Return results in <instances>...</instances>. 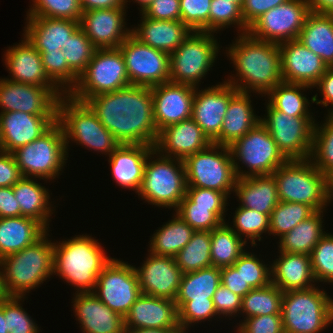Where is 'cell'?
<instances>
[{"instance_id": "cell-1", "label": "cell", "mask_w": 333, "mask_h": 333, "mask_svg": "<svg viewBox=\"0 0 333 333\" xmlns=\"http://www.w3.org/2000/svg\"><path fill=\"white\" fill-rule=\"evenodd\" d=\"M84 103L121 144L155 146L159 132L153 118L151 87L129 85Z\"/></svg>"}, {"instance_id": "cell-2", "label": "cell", "mask_w": 333, "mask_h": 333, "mask_svg": "<svg viewBox=\"0 0 333 333\" xmlns=\"http://www.w3.org/2000/svg\"><path fill=\"white\" fill-rule=\"evenodd\" d=\"M233 42L226 53L237 72L226 82L240 92L253 91L261 96L283 82L279 44L256 39L248 32L239 34Z\"/></svg>"}, {"instance_id": "cell-3", "label": "cell", "mask_w": 333, "mask_h": 333, "mask_svg": "<svg viewBox=\"0 0 333 333\" xmlns=\"http://www.w3.org/2000/svg\"><path fill=\"white\" fill-rule=\"evenodd\" d=\"M97 241L83 234L54 242L53 274L73 286L77 293L93 292L99 274L112 260Z\"/></svg>"}, {"instance_id": "cell-4", "label": "cell", "mask_w": 333, "mask_h": 333, "mask_svg": "<svg viewBox=\"0 0 333 333\" xmlns=\"http://www.w3.org/2000/svg\"><path fill=\"white\" fill-rule=\"evenodd\" d=\"M48 232L23 250L0 259L1 277L8 296L26 297V293L53 275L54 242L48 240Z\"/></svg>"}, {"instance_id": "cell-5", "label": "cell", "mask_w": 333, "mask_h": 333, "mask_svg": "<svg viewBox=\"0 0 333 333\" xmlns=\"http://www.w3.org/2000/svg\"><path fill=\"white\" fill-rule=\"evenodd\" d=\"M275 178L279 201L297 202L315 211L326 210L327 176L309 159H291L277 168Z\"/></svg>"}, {"instance_id": "cell-6", "label": "cell", "mask_w": 333, "mask_h": 333, "mask_svg": "<svg viewBox=\"0 0 333 333\" xmlns=\"http://www.w3.org/2000/svg\"><path fill=\"white\" fill-rule=\"evenodd\" d=\"M57 122L64 133L67 153L70 139L76 145L108 156L121 145L84 102L74 100L69 95L59 98Z\"/></svg>"}, {"instance_id": "cell-7", "label": "cell", "mask_w": 333, "mask_h": 333, "mask_svg": "<svg viewBox=\"0 0 333 333\" xmlns=\"http://www.w3.org/2000/svg\"><path fill=\"white\" fill-rule=\"evenodd\" d=\"M281 315L285 333H320L333 323V299L318 286L286 291Z\"/></svg>"}, {"instance_id": "cell-8", "label": "cell", "mask_w": 333, "mask_h": 333, "mask_svg": "<svg viewBox=\"0 0 333 333\" xmlns=\"http://www.w3.org/2000/svg\"><path fill=\"white\" fill-rule=\"evenodd\" d=\"M186 189L183 160L159 155L153 150L145 164L138 196L148 204L176 210L186 196Z\"/></svg>"}, {"instance_id": "cell-9", "label": "cell", "mask_w": 333, "mask_h": 333, "mask_svg": "<svg viewBox=\"0 0 333 333\" xmlns=\"http://www.w3.org/2000/svg\"><path fill=\"white\" fill-rule=\"evenodd\" d=\"M23 177L54 180L68 159L61 125L56 121L45 133L12 152Z\"/></svg>"}, {"instance_id": "cell-10", "label": "cell", "mask_w": 333, "mask_h": 333, "mask_svg": "<svg viewBox=\"0 0 333 333\" xmlns=\"http://www.w3.org/2000/svg\"><path fill=\"white\" fill-rule=\"evenodd\" d=\"M183 163L187 187L216 190L228 197L234 192L238 177L228 146L211 143L204 150L186 157Z\"/></svg>"}, {"instance_id": "cell-11", "label": "cell", "mask_w": 333, "mask_h": 333, "mask_svg": "<svg viewBox=\"0 0 333 333\" xmlns=\"http://www.w3.org/2000/svg\"><path fill=\"white\" fill-rule=\"evenodd\" d=\"M214 33L192 31L170 54L169 81L198 86L218 57L219 44Z\"/></svg>"}, {"instance_id": "cell-12", "label": "cell", "mask_w": 333, "mask_h": 333, "mask_svg": "<svg viewBox=\"0 0 333 333\" xmlns=\"http://www.w3.org/2000/svg\"><path fill=\"white\" fill-rule=\"evenodd\" d=\"M229 148L238 178L272 175L288 160L261 122L234 141ZM239 162L249 171L241 170Z\"/></svg>"}, {"instance_id": "cell-13", "label": "cell", "mask_w": 333, "mask_h": 333, "mask_svg": "<svg viewBox=\"0 0 333 333\" xmlns=\"http://www.w3.org/2000/svg\"><path fill=\"white\" fill-rule=\"evenodd\" d=\"M130 85L124 58L119 48L96 49L76 86L68 94L84 102L98 94L113 92Z\"/></svg>"}, {"instance_id": "cell-14", "label": "cell", "mask_w": 333, "mask_h": 333, "mask_svg": "<svg viewBox=\"0 0 333 333\" xmlns=\"http://www.w3.org/2000/svg\"><path fill=\"white\" fill-rule=\"evenodd\" d=\"M267 116L260 119L277 144L278 149L288 159L311 158L315 119L313 117H293L274 109L268 102L265 105Z\"/></svg>"}, {"instance_id": "cell-15", "label": "cell", "mask_w": 333, "mask_h": 333, "mask_svg": "<svg viewBox=\"0 0 333 333\" xmlns=\"http://www.w3.org/2000/svg\"><path fill=\"white\" fill-rule=\"evenodd\" d=\"M92 293L112 311L125 317L142 294L135 266L112 258L99 274Z\"/></svg>"}, {"instance_id": "cell-16", "label": "cell", "mask_w": 333, "mask_h": 333, "mask_svg": "<svg viewBox=\"0 0 333 333\" xmlns=\"http://www.w3.org/2000/svg\"><path fill=\"white\" fill-rule=\"evenodd\" d=\"M311 13L305 0H287L262 14L249 28L256 39L280 44L296 40Z\"/></svg>"}, {"instance_id": "cell-17", "label": "cell", "mask_w": 333, "mask_h": 333, "mask_svg": "<svg viewBox=\"0 0 333 333\" xmlns=\"http://www.w3.org/2000/svg\"><path fill=\"white\" fill-rule=\"evenodd\" d=\"M118 48L124 58L130 85L152 87L169 82L168 53L141 43L132 34Z\"/></svg>"}, {"instance_id": "cell-18", "label": "cell", "mask_w": 333, "mask_h": 333, "mask_svg": "<svg viewBox=\"0 0 333 333\" xmlns=\"http://www.w3.org/2000/svg\"><path fill=\"white\" fill-rule=\"evenodd\" d=\"M65 94L59 88L0 79V113L21 111L33 115H57L59 98Z\"/></svg>"}, {"instance_id": "cell-19", "label": "cell", "mask_w": 333, "mask_h": 333, "mask_svg": "<svg viewBox=\"0 0 333 333\" xmlns=\"http://www.w3.org/2000/svg\"><path fill=\"white\" fill-rule=\"evenodd\" d=\"M153 118L158 130L192 118L195 86L166 82L151 87Z\"/></svg>"}, {"instance_id": "cell-20", "label": "cell", "mask_w": 333, "mask_h": 333, "mask_svg": "<svg viewBox=\"0 0 333 333\" xmlns=\"http://www.w3.org/2000/svg\"><path fill=\"white\" fill-rule=\"evenodd\" d=\"M198 89L195 87L192 119L212 142L220 134L228 104L238 90L226 80L216 86Z\"/></svg>"}, {"instance_id": "cell-21", "label": "cell", "mask_w": 333, "mask_h": 333, "mask_svg": "<svg viewBox=\"0 0 333 333\" xmlns=\"http://www.w3.org/2000/svg\"><path fill=\"white\" fill-rule=\"evenodd\" d=\"M126 9L122 7L82 12L80 28L96 49L118 48L131 34V29H126L125 26Z\"/></svg>"}, {"instance_id": "cell-22", "label": "cell", "mask_w": 333, "mask_h": 333, "mask_svg": "<svg viewBox=\"0 0 333 333\" xmlns=\"http://www.w3.org/2000/svg\"><path fill=\"white\" fill-rule=\"evenodd\" d=\"M141 293L176 300L183 272L175 257L148 253L141 268H136Z\"/></svg>"}, {"instance_id": "cell-23", "label": "cell", "mask_w": 333, "mask_h": 333, "mask_svg": "<svg viewBox=\"0 0 333 333\" xmlns=\"http://www.w3.org/2000/svg\"><path fill=\"white\" fill-rule=\"evenodd\" d=\"M279 47L283 82L314 88L328 68L322 58L298 39L282 42Z\"/></svg>"}, {"instance_id": "cell-24", "label": "cell", "mask_w": 333, "mask_h": 333, "mask_svg": "<svg viewBox=\"0 0 333 333\" xmlns=\"http://www.w3.org/2000/svg\"><path fill=\"white\" fill-rule=\"evenodd\" d=\"M57 115H33L21 111L0 113V150L12 153L45 133Z\"/></svg>"}, {"instance_id": "cell-25", "label": "cell", "mask_w": 333, "mask_h": 333, "mask_svg": "<svg viewBox=\"0 0 333 333\" xmlns=\"http://www.w3.org/2000/svg\"><path fill=\"white\" fill-rule=\"evenodd\" d=\"M211 143L201 127L189 118L160 130L154 150L163 156L184 160Z\"/></svg>"}, {"instance_id": "cell-26", "label": "cell", "mask_w": 333, "mask_h": 333, "mask_svg": "<svg viewBox=\"0 0 333 333\" xmlns=\"http://www.w3.org/2000/svg\"><path fill=\"white\" fill-rule=\"evenodd\" d=\"M125 329H180L174 300L141 294L124 317Z\"/></svg>"}, {"instance_id": "cell-27", "label": "cell", "mask_w": 333, "mask_h": 333, "mask_svg": "<svg viewBox=\"0 0 333 333\" xmlns=\"http://www.w3.org/2000/svg\"><path fill=\"white\" fill-rule=\"evenodd\" d=\"M75 297V298H74ZM73 311L84 333H125V320L112 311L94 293H76Z\"/></svg>"}, {"instance_id": "cell-28", "label": "cell", "mask_w": 333, "mask_h": 333, "mask_svg": "<svg viewBox=\"0 0 333 333\" xmlns=\"http://www.w3.org/2000/svg\"><path fill=\"white\" fill-rule=\"evenodd\" d=\"M4 63L10 73L9 81L58 88L46 74L40 53L24 36L21 43L5 51ZM12 78V79H11Z\"/></svg>"}, {"instance_id": "cell-29", "label": "cell", "mask_w": 333, "mask_h": 333, "mask_svg": "<svg viewBox=\"0 0 333 333\" xmlns=\"http://www.w3.org/2000/svg\"><path fill=\"white\" fill-rule=\"evenodd\" d=\"M153 150L151 145L121 144L109 155L112 177L118 186L139 192L145 164Z\"/></svg>"}, {"instance_id": "cell-30", "label": "cell", "mask_w": 333, "mask_h": 333, "mask_svg": "<svg viewBox=\"0 0 333 333\" xmlns=\"http://www.w3.org/2000/svg\"><path fill=\"white\" fill-rule=\"evenodd\" d=\"M138 27L131 34L141 43L172 54L189 36L192 30L182 21H162L146 17L143 13Z\"/></svg>"}, {"instance_id": "cell-31", "label": "cell", "mask_w": 333, "mask_h": 333, "mask_svg": "<svg viewBox=\"0 0 333 333\" xmlns=\"http://www.w3.org/2000/svg\"><path fill=\"white\" fill-rule=\"evenodd\" d=\"M23 35L37 51H60L80 27L79 22L48 17H27Z\"/></svg>"}, {"instance_id": "cell-32", "label": "cell", "mask_w": 333, "mask_h": 333, "mask_svg": "<svg viewBox=\"0 0 333 333\" xmlns=\"http://www.w3.org/2000/svg\"><path fill=\"white\" fill-rule=\"evenodd\" d=\"M279 254V258L270 265L271 283L282 292L305 290L315 286L310 255L286 252Z\"/></svg>"}, {"instance_id": "cell-33", "label": "cell", "mask_w": 333, "mask_h": 333, "mask_svg": "<svg viewBox=\"0 0 333 333\" xmlns=\"http://www.w3.org/2000/svg\"><path fill=\"white\" fill-rule=\"evenodd\" d=\"M249 94L238 91L231 98L220 134L212 143L229 147L260 122L261 117L255 115Z\"/></svg>"}, {"instance_id": "cell-34", "label": "cell", "mask_w": 333, "mask_h": 333, "mask_svg": "<svg viewBox=\"0 0 333 333\" xmlns=\"http://www.w3.org/2000/svg\"><path fill=\"white\" fill-rule=\"evenodd\" d=\"M233 193L238 197L240 207L253 209L266 215H270L279 203L273 175L238 178Z\"/></svg>"}, {"instance_id": "cell-35", "label": "cell", "mask_w": 333, "mask_h": 333, "mask_svg": "<svg viewBox=\"0 0 333 333\" xmlns=\"http://www.w3.org/2000/svg\"><path fill=\"white\" fill-rule=\"evenodd\" d=\"M48 230L28 217L0 218V259L39 240Z\"/></svg>"}, {"instance_id": "cell-36", "label": "cell", "mask_w": 333, "mask_h": 333, "mask_svg": "<svg viewBox=\"0 0 333 333\" xmlns=\"http://www.w3.org/2000/svg\"><path fill=\"white\" fill-rule=\"evenodd\" d=\"M36 179L22 177L14 186L16 201L19 202L21 216L40 222L47 230L53 209L50 203L49 190L41 186Z\"/></svg>"}, {"instance_id": "cell-37", "label": "cell", "mask_w": 333, "mask_h": 333, "mask_svg": "<svg viewBox=\"0 0 333 333\" xmlns=\"http://www.w3.org/2000/svg\"><path fill=\"white\" fill-rule=\"evenodd\" d=\"M298 40L321 57L328 67L333 66V14L311 12Z\"/></svg>"}, {"instance_id": "cell-38", "label": "cell", "mask_w": 333, "mask_h": 333, "mask_svg": "<svg viewBox=\"0 0 333 333\" xmlns=\"http://www.w3.org/2000/svg\"><path fill=\"white\" fill-rule=\"evenodd\" d=\"M323 211H316L308 219L301 221L279 239V251L310 255L315 245L326 234L323 227ZM323 225V226H322Z\"/></svg>"}, {"instance_id": "cell-39", "label": "cell", "mask_w": 333, "mask_h": 333, "mask_svg": "<svg viewBox=\"0 0 333 333\" xmlns=\"http://www.w3.org/2000/svg\"><path fill=\"white\" fill-rule=\"evenodd\" d=\"M194 232L193 228L175 214L173 219L162 225L152 235L148 252L160 256L175 257L191 240Z\"/></svg>"}, {"instance_id": "cell-40", "label": "cell", "mask_w": 333, "mask_h": 333, "mask_svg": "<svg viewBox=\"0 0 333 333\" xmlns=\"http://www.w3.org/2000/svg\"><path fill=\"white\" fill-rule=\"evenodd\" d=\"M221 284V269L208 267L194 272L183 273L178 296L175 301H207Z\"/></svg>"}, {"instance_id": "cell-41", "label": "cell", "mask_w": 333, "mask_h": 333, "mask_svg": "<svg viewBox=\"0 0 333 333\" xmlns=\"http://www.w3.org/2000/svg\"><path fill=\"white\" fill-rule=\"evenodd\" d=\"M228 222L222 223L211 231V261L212 266L223 268L232 266L246 251V242L237 235Z\"/></svg>"}, {"instance_id": "cell-42", "label": "cell", "mask_w": 333, "mask_h": 333, "mask_svg": "<svg viewBox=\"0 0 333 333\" xmlns=\"http://www.w3.org/2000/svg\"><path fill=\"white\" fill-rule=\"evenodd\" d=\"M308 88L313 87L305 84L279 83L266 94L269 96L268 103L274 109L293 117H312L314 114L308 110L310 102L302 93Z\"/></svg>"}, {"instance_id": "cell-43", "label": "cell", "mask_w": 333, "mask_h": 333, "mask_svg": "<svg viewBox=\"0 0 333 333\" xmlns=\"http://www.w3.org/2000/svg\"><path fill=\"white\" fill-rule=\"evenodd\" d=\"M175 261L183 273L211 267V231H195L187 245L176 254Z\"/></svg>"}, {"instance_id": "cell-44", "label": "cell", "mask_w": 333, "mask_h": 333, "mask_svg": "<svg viewBox=\"0 0 333 333\" xmlns=\"http://www.w3.org/2000/svg\"><path fill=\"white\" fill-rule=\"evenodd\" d=\"M283 292L273 283L249 291L241 302L240 315L244 319L254 316L281 314Z\"/></svg>"}, {"instance_id": "cell-45", "label": "cell", "mask_w": 333, "mask_h": 333, "mask_svg": "<svg viewBox=\"0 0 333 333\" xmlns=\"http://www.w3.org/2000/svg\"><path fill=\"white\" fill-rule=\"evenodd\" d=\"M225 210L226 207L196 206L185 196L175 212L195 231H212L225 223Z\"/></svg>"}, {"instance_id": "cell-46", "label": "cell", "mask_w": 333, "mask_h": 333, "mask_svg": "<svg viewBox=\"0 0 333 333\" xmlns=\"http://www.w3.org/2000/svg\"><path fill=\"white\" fill-rule=\"evenodd\" d=\"M315 212L316 211L309 205L297 202L279 201L270 214L269 235H277L281 238Z\"/></svg>"}, {"instance_id": "cell-47", "label": "cell", "mask_w": 333, "mask_h": 333, "mask_svg": "<svg viewBox=\"0 0 333 333\" xmlns=\"http://www.w3.org/2000/svg\"><path fill=\"white\" fill-rule=\"evenodd\" d=\"M324 121L315 124L310 159L327 176L333 171V114H327Z\"/></svg>"}, {"instance_id": "cell-48", "label": "cell", "mask_w": 333, "mask_h": 333, "mask_svg": "<svg viewBox=\"0 0 333 333\" xmlns=\"http://www.w3.org/2000/svg\"><path fill=\"white\" fill-rule=\"evenodd\" d=\"M234 214L233 226L230 228L241 238L244 237L246 243L247 239H250L251 247L257 245V239L261 241L263 233H269L270 215L240 206L236 208Z\"/></svg>"}, {"instance_id": "cell-49", "label": "cell", "mask_w": 333, "mask_h": 333, "mask_svg": "<svg viewBox=\"0 0 333 333\" xmlns=\"http://www.w3.org/2000/svg\"><path fill=\"white\" fill-rule=\"evenodd\" d=\"M49 79L68 95L78 82V76L69 68L62 49L60 51H38Z\"/></svg>"}, {"instance_id": "cell-50", "label": "cell", "mask_w": 333, "mask_h": 333, "mask_svg": "<svg viewBox=\"0 0 333 333\" xmlns=\"http://www.w3.org/2000/svg\"><path fill=\"white\" fill-rule=\"evenodd\" d=\"M63 54L69 68L79 77L92 59L96 48L79 27L63 45Z\"/></svg>"}, {"instance_id": "cell-51", "label": "cell", "mask_w": 333, "mask_h": 333, "mask_svg": "<svg viewBox=\"0 0 333 333\" xmlns=\"http://www.w3.org/2000/svg\"><path fill=\"white\" fill-rule=\"evenodd\" d=\"M231 25H237L239 34L248 32L249 27L244 23L241 8L236 3L229 2V0H212L209 12V32L217 33Z\"/></svg>"}, {"instance_id": "cell-52", "label": "cell", "mask_w": 333, "mask_h": 333, "mask_svg": "<svg viewBox=\"0 0 333 333\" xmlns=\"http://www.w3.org/2000/svg\"><path fill=\"white\" fill-rule=\"evenodd\" d=\"M27 17H48L79 22L82 10L79 0H32Z\"/></svg>"}, {"instance_id": "cell-53", "label": "cell", "mask_w": 333, "mask_h": 333, "mask_svg": "<svg viewBox=\"0 0 333 333\" xmlns=\"http://www.w3.org/2000/svg\"><path fill=\"white\" fill-rule=\"evenodd\" d=\"M310 259L316 282L333 284V233H326L320 239L313 248Z\"/></svg>"}, {"instance_id": "cell-54", "label": "cell", "mask_w": 333, "mask_h": 333, "mask_svg": "<svg viewBox=\"0 0 333 333\" xmlns=\"http://www.w3.org/2000/svg\"><path fill=\"white\" fill-rule=\"evenodd\" d=\"M233 266L253 289L262 288L271 283V266L266 265L264 261L262 263L254 253L245 251Z\"/></svg>"}, {"instance_id": "cell-55", "label": "cell", "mask_w": 333, "mask_h": 333, "mask_svg": "<svg viewBox=\"0 0 333 333\" xmlns=\"http://www.w3.org/2000/svg\"><path fill=\"white\" fill-rule=\"evenodd\" d=\"M175 303L178 309V323L183 333H186V329L189 326L191 327L193 323L197 324L203 320L210 321V319L216 318V316L218 317L213 300L175 301Z\"/></svg>"}, {"instance_id": "cell-56", "label": "cell", "mask_w": 333, "mask_h": 333, "mask_svg": "<svg viewBox=\"0 0 333 333\" xmlns=\"http://www.w3.org/2000/svg\"><path fill=\"white\" fill-rule=\"evenodd\" d=\"M25 297L8 296L4 300V317L7 318L9 333H39L40 329L22 308L20 301Z\"/></svg>"}, {"instance_id": "cell-57", "label": "cell", "mask_w": 333, "mask_h": 333, "mask_svg": "<svg viewBox=\"0 0 333 333\" xmlns=\"http://www.w3.org/2000/svg\"><path fill=\"white\" fill-rule=\"evenodd\" d=\"M212 0H180L181 21L192 31L209 32Z\"/></svg>"}, {"instance_id": "cell-58", "label": "cell", "mask_w": 333, "mask_h": 333, "mask_svg": "<svg viewBox=\"0 0 333 333\" xmlns=\"http://www.w3.org/2000/svg\"><path fill=\"white\" fill-rule=\"evenodd\" d=\"M238 326L237 333H285L281 314L254 316Z\"/></svg>"}, {"instance_id": "cell-59", "label": "cell", "mask_w": 333, "mask_h": 333, "mask_svg": "<svg viewBox=\"0 0 333 333\" xmlns=\"http://www.w3.org/2000/svg\"><path fill=\"white\" fill-rule=\"evenodd\" d=\"M212 299L218 318L220 315L234 317L233 315L240 314L242 297L234 294L222 284L218 286Z\"/></svg>"}, {"instance_id": "cell-60", "label": "cell", "mask_w": 333, "mask_h": 333, "mask_svg": "<svg viewBox=\"0 0 333 333\" xmlns=\"http://www.w3.org/2000/svg\"><path fill=\"white\" fill-rule=\"evenodd\" d=\"M143 14L155 20L181 21L180 0H154Z\"/></svg>"}, {"instance_id": "cell-61", "label": "cell", "mask_w": 333, "mask_h": 333, "mask_svg": "<svg viewBox=\"0 0 333 333\" xmlns=\"http://www.w3.org/2000/svg\"><path fill=\"white\" fill-rule=\"evenodd\" d=\"M186 196L196 206L203 207H226L229 198L223 192L198 187H187Z\"/></svg>"}, {"instance_id": "cell-62", "label": "cell", "mask_w": 333, "mask_h": 333, "mask_svg": "<svg viewBox=\"0 0 333 333\" xmlns=\"http://www.w3.org/2000/svg\"><path fill=\"white\" fill-rule=\"evenodd\" d=\"M286 1L287 0H244L241 7L244 23L249 27L262 14Z\"/></svg>"}, {"instance_id": "cell-63", "label": "cell", "mask_w": 333, "mask_h": 333, "mask_svg": "<svg viewBox=\"0 0 333 333\" xmlns=\"http://www.w3.org/2000/svg\"><path fill=\"white\" fill-rule=\"evenodd\" d=\"M22 177L13 154L0 150V187H12Z\"/></svg>"}, {"instance_id": "cell-64", "label": "cell", "mask_w": 333, "mask_h": 333, "mask_svg": "<svg viewBox=\"0 0 333 333\" xmlns=\"http://www.w3.org/2000/svg\"><path fill=\"white\" fill-rule=\"evenodd\" d=\"M221 284L242 298L253 289L233 265L221 268Z\"/></svg>"}, {"instance_id": "cell-65", "label": "cell", "mask_w": 333, "mask_h": 333, "mask_svg": "<svg viewBox=\"0 0 333 333\" xmlns=\"http://www.w3.org/2000/svg\"><path fill=\"white\" fill-rule=\"evenodd\" d=\"M319 89L323 100H318L317 93L310 100L312 103H316V105L321 104L324 107L331 105L333 107V67H328L326 72L322 75L319 82L314 86V88ZM328 114H333V108L328 109Z\"/></svg>"}, {"instance_id": "cell-66", "label": "cell", "mask_w": 333, "mask_h": 333, "mask_svg": "<svg viewBox=\"0 0 333 333\" xmlns=\"http://www.w3.org/2000/svg\"><path fill=\"white\" fill-rule=\"evenodd\" d=\"M19 216H21V211L14 195L13 186L0 187V218Z\"/></svg>"}, {"instance_id": "cell-67", "label": "cell", "mask_w": 333, "mask_h": 333, "mask_svg": "<svg viewBox=\"0 0 333 333\" xmlns=\"http://www.w3.org/2000/svg\"><path fill=\"white\" fill-rule=\"evenodd\" d=\"M82 12L126 7L125 0H79Z\"/></svg>"}, {"instance_id": "cell-68", "label": "cell", "mask_w": 333, "mask_h": 333, "mask_svg": "<svg viewBox=\"0 0 333 333\" xmlns=\"http://www.w3.org/2000/svg\"><path fill=\"white\" fill-rule=\"evenodd\" d=\"M311 12L333 14V0H305Z\"/></svg>"}, {"instance_id": "cell-69", "label": "cell", "mask_w": 333, "mask_h": 333, "mask_svg": "<svg viewBox=\"0 0 333 333\" xmlns=\"http://www.w3.org/2000/svg\"><path fill=\"white\" fill-rule=\"evenodd\" d=\"M125 333H183L181 329H155V328H142V329H126Z\"/></svg>"}, {"instance_id": "cell-70", "label": "cell", "mask_w": 333, "mask_h": 333, "mask_svg": "<svg viewBox=\"0 0 333 333\" xmlns=\"http://www.w3.org/2000/svg\"><path fill=\"white\" fill-rule=\"evenodd\" d=\"M0 333H9L7 328V318L4 317V301L0 303Z\"/></svg>"}, {"instance_id": "cell-71", "label": "cell", "mask_w": 333, "mask_h": 333, "mask_svg": "<svg viewBox=\"0 0 333 333\" xmlns=\"http://www.w3.org/2000/svg\"><path fill=\"white\" fill-rule=\"evenodd\" d=\"M328 204L333 200V171L327 175Z\"/></svg>"}, {"instance_id": "cell-72", "label": "cell", "mask_w": 333, "mask_h": 333, "mask_svg": "<svg viewBox=\"0 0 333 333\" xmlns=\"http://www.w3.org/2000/svg\"><path fill=\"white\" fill-rule=\"evenodd\" d=\"M134 1L139 4L140 13H143L154 0H134ZM127 2H128V0H125L126 7H127ZM129 2H130V0H129Z\"/></svg>"}, {"instance_id": "cell-73", "label": "cell", "mask_w": 333, "mask_h": 333, "mask_svg": "<svg viewBox=\"0 0 333 333\" xmlns=\"http://www.w3.org/2000/svg\"><path fill=\"white\" fill-rule=\"evenodd\" d=\"M7 297H8V295L5 292V287H4L2 277H1V272H0V303L2 301H4Z\"/></svg>"}, {"instance_id": "cell-74", "label": "cell", "mask_w": 333, "mask_h": 333, "mask_svg": "<svg viewBox=\"0 0 333 333\" xmlns=\"http://www.w3.org/2000/svg\"><path fill=\"white\" fill-rule=\"evenodd\" d=\"M229 2H234L241 8L244 0H229Z\"/></svg>"}]
</instances>
